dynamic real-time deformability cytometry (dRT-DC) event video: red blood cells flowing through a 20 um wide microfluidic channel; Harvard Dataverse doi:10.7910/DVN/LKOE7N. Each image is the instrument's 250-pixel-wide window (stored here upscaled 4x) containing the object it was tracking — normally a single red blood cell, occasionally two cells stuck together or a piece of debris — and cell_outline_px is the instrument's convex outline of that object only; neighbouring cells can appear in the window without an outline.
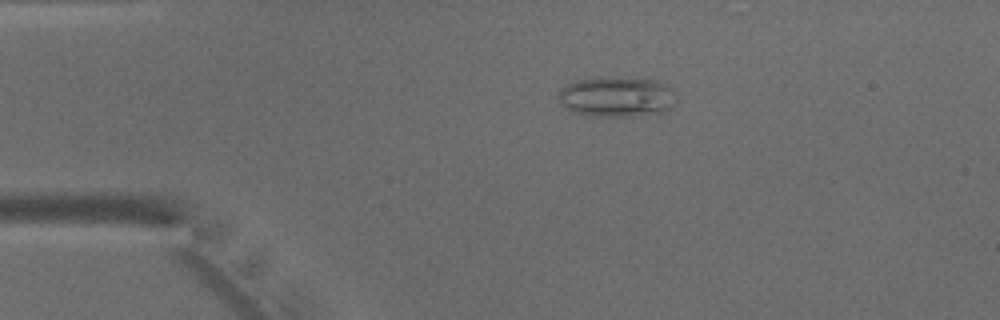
{"species": "common noctule bat (a hibernating species)", "species_latin": "Nyctalus noctula", "temperature_condition": "warm", "stored_images_in_passage": 43, "camera_frame_rate_fps": 3000, "um_per_image_px": 0.085, "animal": {"sex": "male", "body_mass_g": 15.6}, "frame": {"image": 1, "passage_image": 6, "time_ms": 1.667, "image_size_px": [1000, 320], "cell_outline_px": [[676, 100], [660, 112], [624, 116], [596, 116], [572, 112], [556, 96], [568, 84], [576, 80], [600, 76], [628, 76], [656, 80], [672, 88], [676, 96]], "centroid_in_image_um": [52.41, 8.17], "position_along_channel_um": 32.6, "area_um2": 27.57}}
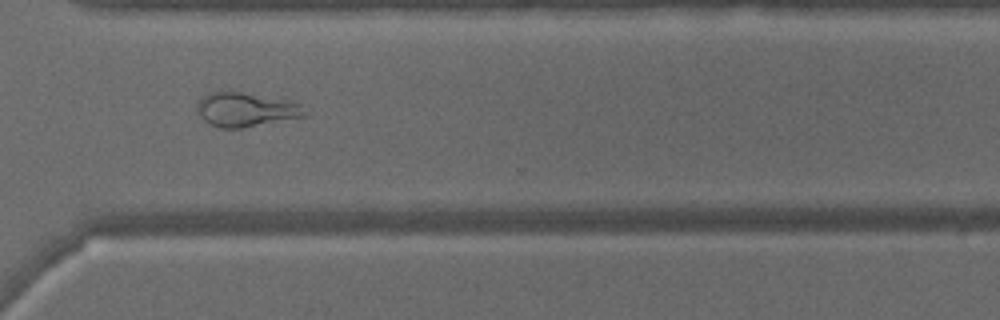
{"frame": {"image": 2, "passage_image": 31, "time_ms": 10.0, "image_size_px": [1000, 320], "cell_outline_px": [[304, 116], [240, 128], [220, 128], [204, 120], [200, 116], [196, 108], [196, 104], [208, 92], [220, 88], [228, 88], [300, 104], [304, 112]], "centroid_in_image_um": [20.76, 9.26], "position_along_channel_um": 349.8, "area_um2": 21.44}}
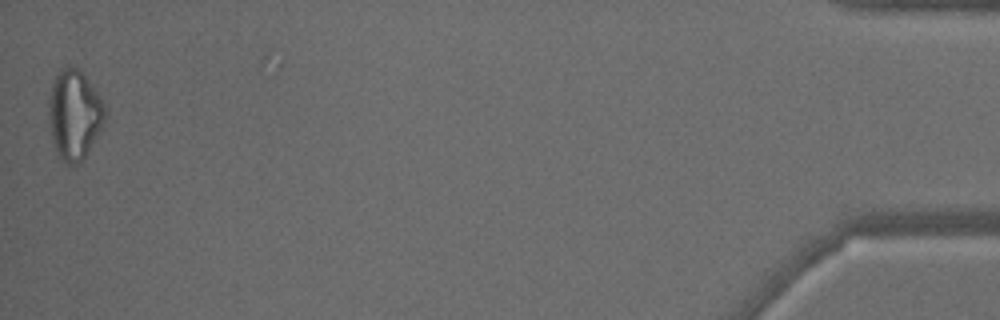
{"frame": {"image": 3, "passage_image": 43, "time_ms": 14.0, "image_size_px": [1000, 320], "cell_outline_px": [[108, 116], [100, 132], [80, 164], [68, 164], [56, 156], [52, 140], [48, 116], [48, 100], [52, 80], [60, 68], [80, 68], [104, 104], [108, 112]], "centroid_in_image_um": [6.31, 9.77], "position_along_channel_um": 428.9, "area_um2": 29.88}}